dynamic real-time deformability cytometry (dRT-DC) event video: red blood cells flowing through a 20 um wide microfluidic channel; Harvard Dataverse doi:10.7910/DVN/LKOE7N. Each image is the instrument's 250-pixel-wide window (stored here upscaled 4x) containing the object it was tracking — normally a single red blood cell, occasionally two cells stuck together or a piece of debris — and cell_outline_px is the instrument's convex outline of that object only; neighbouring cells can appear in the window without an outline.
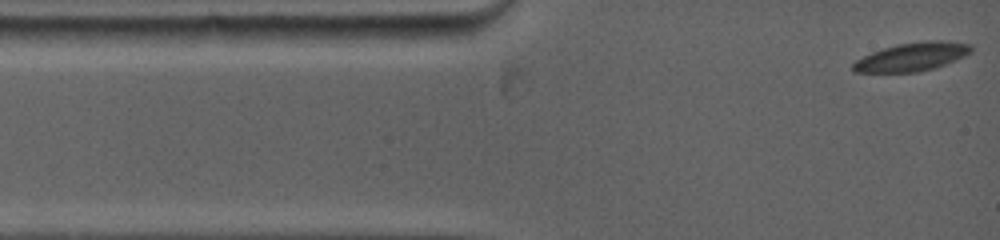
{"species": "common noctule bat (a hibernating species)", "species_latin": "Nyctalus noctula", "temperature_condition": "warm", "stored_images_in_passage": 47, "camera_frame_rate_fps": 5000, "um_per_image_px": 0.085, "animal": {"sex": "female", "body_mass_g": 19.0, "forearm_length_mm": 53.3}, "frame": {"image": 1, "passage_image": 1, "time_ms": 0.0, "image_size_px": [1000, 240], "cell_outline_px": [[972, 52], [964, 56], [944, 64], [932, 68], [916, 72], [852, 72], [852, 64], [856, 60], [872, 52], [884, 48], [900, 44], [928, 40], [948, 40], [972, 44]], "centroid_in_image_um": [77.54, 4.82], "position_along_channel_um": 7.5, "area_um2": 19.42}}
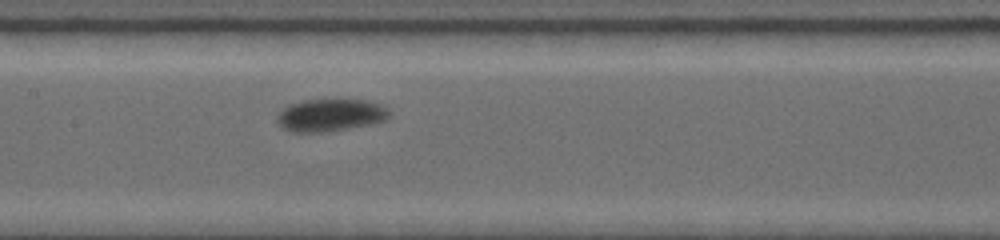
{"frame": {"image": 2, "passage_image": 20, "time_ms": 5.8, "image_size_px": [1000, 240], "cell_outline_px": [[388, 116], [384, 120], [324, 132], [296, 132], [284, 128], [276, 120], [276, 116], [288, 104], [304, 100], [364, 100], [384, 104], [388, 108]], "centroid_in_image_um": [28.05, 9.76], "position_along_channel_um": 179.4, "area_um2": 20.69}}
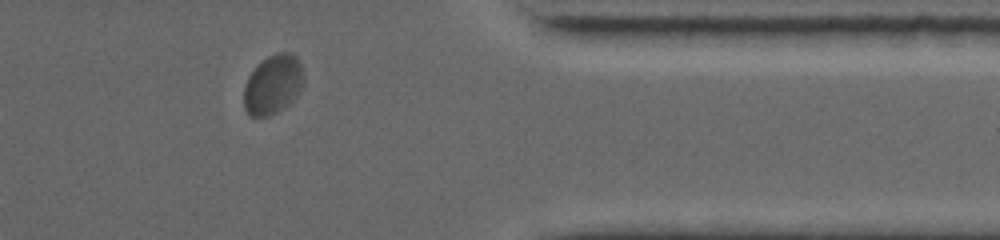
{"frame": {"image": 3, "passage_image": 40, "time_ms": 11.8, "image_size_px": [1000, 240], "cell_outline_px": [[304, 80], [300, 92], [292, 104], [268, 116], [248, 116], [244, 108], [244, 88], [248, 76], [256, 64], [268, 56], [276, 52], [292, 52], [296, 56], [300, 64]], "centroid_in_image_um": [23.21, 7.18], "position_along_channel_um": 388.2, "area_um2": 21.1}}